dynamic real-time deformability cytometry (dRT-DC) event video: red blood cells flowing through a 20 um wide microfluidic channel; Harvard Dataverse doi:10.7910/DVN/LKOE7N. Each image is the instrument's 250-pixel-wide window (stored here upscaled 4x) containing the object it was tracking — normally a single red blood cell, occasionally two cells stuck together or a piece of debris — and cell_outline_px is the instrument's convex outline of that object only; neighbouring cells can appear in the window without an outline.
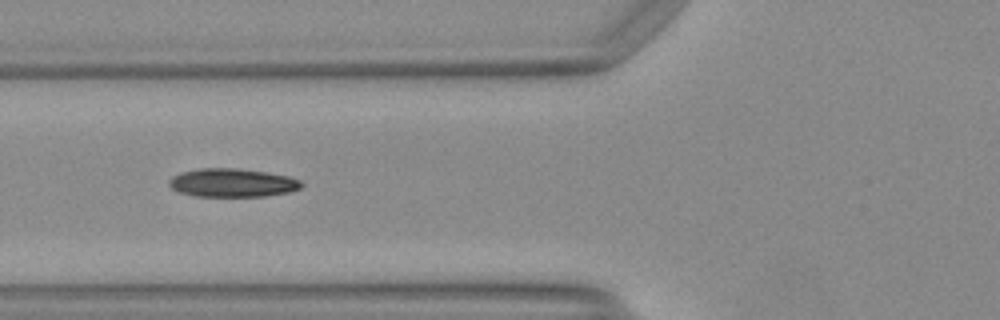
{"species": "Egyptian fruit bat (a non-hibernating species)", "species_latin": "Rousettus aegyptiacus", "temperature_condition": "warm", "stored_images_in_passage": 33, "camera_frame_rate_fps": 3000, "um_per_image_px": 0.085, "animal": {"sex": "female"}, "frame": {"image": 1, "passage_image": 6, "time_ms": 1.667, "image_size_px": [1000, 320], "cell_outline_px": [[304, 184], [300, 188], [292, 192], [264, 196], [196, 196], [180, 192], [172, 188], [168, 184], [168, 180], [172, 176], [180, 172], [200, 168], [240, 168], [288, 176], [300, 180]], "centroid_in_image_um": [19.75, 15.53], "position_along_channel_um": 106.0, "area_um2": 22.02}, "authors_computed_cell_mechanics": {"area_um2": 21.964, "velocity_mm_per_s": 4.1639, "shape_relaxation_time_tau1_ms": 4.9802, "shape_relaxation_time_tau2_ms": 1.8277, "deformation_change_tau1": 0.1796, "deformation_change_tau2": 0.0767}}